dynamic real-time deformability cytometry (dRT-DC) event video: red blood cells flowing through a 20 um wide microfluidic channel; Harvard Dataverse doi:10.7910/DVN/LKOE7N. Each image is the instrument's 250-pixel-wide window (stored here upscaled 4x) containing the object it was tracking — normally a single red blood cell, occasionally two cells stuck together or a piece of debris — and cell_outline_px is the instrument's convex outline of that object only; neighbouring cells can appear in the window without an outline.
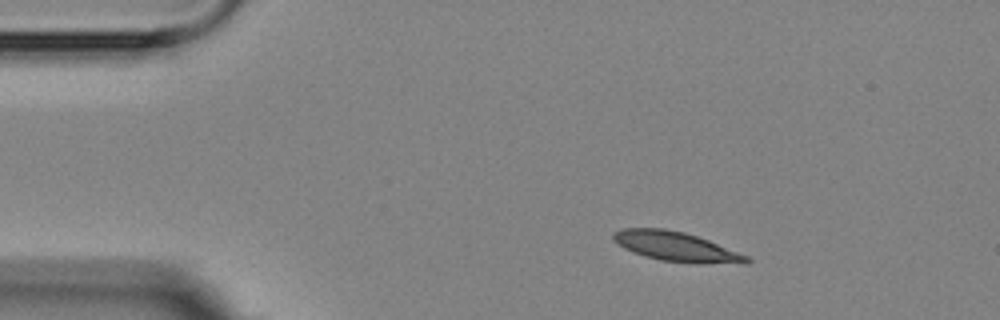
{"species": "Egyptian fruit bat (a non-hibernating species)", "species_latin": "Rousettus aegyptiacus", "temperature_condition": "room temperature", "stored_images_in_passage": 3, "camera_frame_rate_fps": 3000, "um_per_image_px": 0.085, "animal": {"sex": "female"}, "frame": {"image": 1, "passage_image": 1, "time_ms": 0.0, "image_size_px": [1000, 320], "cell_outline_px": [[752, 260], [748, 264], [696, 264], [660, 260], [644, 256], [632, 252], [624, 248], [612, 240], [612, 232], [624, 228], [664, 228], [684, 232], [708, 240], [748, 256]], "centroid_in_image_um": [57.48, 20.98], "position_along_channel_um": 27.5, "area_um2": 23.24}}